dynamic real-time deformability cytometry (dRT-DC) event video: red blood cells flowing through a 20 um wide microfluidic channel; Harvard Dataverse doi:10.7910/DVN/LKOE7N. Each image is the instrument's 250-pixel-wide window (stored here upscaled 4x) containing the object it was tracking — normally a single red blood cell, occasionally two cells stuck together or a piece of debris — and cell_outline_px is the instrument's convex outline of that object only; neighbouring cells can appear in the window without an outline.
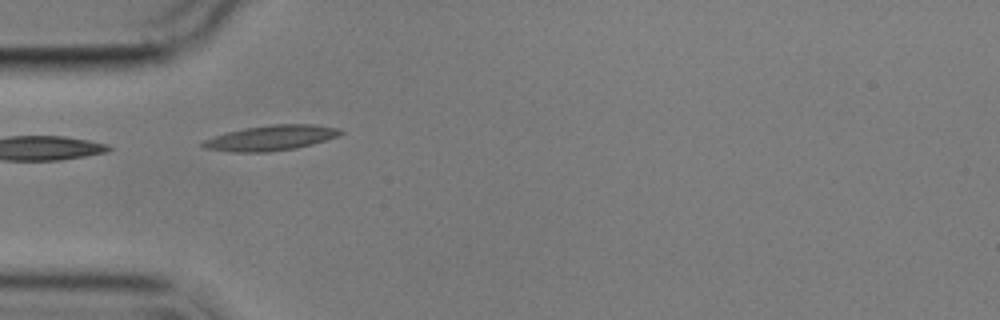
{"species": "common noctule bat (a hibernating species)", "species_latin": "Nyctalus noctula", "temperature_condition": "cold", "stored_images_in_passage": 7, "camera_frame_rate_fps": 3000, "um_per_image_px": 0.085, "animal": {"sex": "male", "body_mass_g": 17.9}, "frame": {"image": 1, "passage_image": 2, "time_ms": 1.0, "image_size_px": [1000, 320], "cell_outline_px": [[344, 132], [340, 136], [312, 144], [296, 148], [268, 152], [232, 152], [204, 148], [200, 144], [204, 140], [228, 132], [244, 128], [272, 124], [312, 124], [340, 128]], "centroid_in_image_um": [23.07, 11.72], "position_along_channel_um": 61.9, "area_um2": 20.23}}
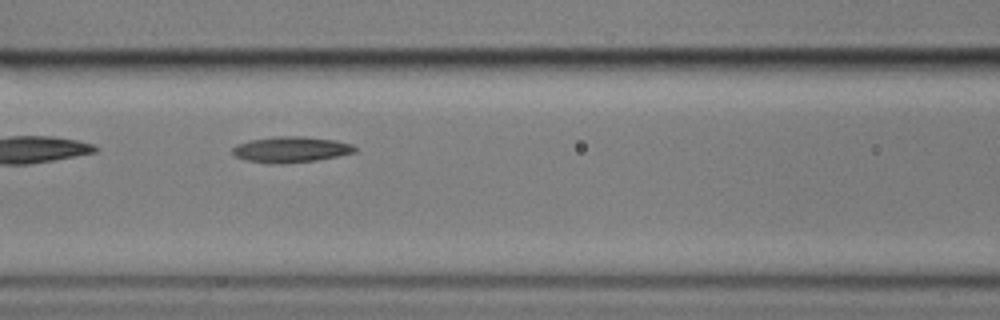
{"frame": {"image": 2, "passage_image": 4, "time_ms": 3.333, "image_size_px": [1000, 320], "cell_outline_px": [[356, 152], [316, 160], [284, 164], [268, 164], [244, 160], [236, 156], [232, 152], [232, 148], [236, 144], [248, 140], [276, 136], [304, 136], [336, 140], [352, 144], [356, 148]], "centroid_in_image_um": [24.69, 12.71], "position_along_channel_um": 141.9, "area_um2": 18.67}}
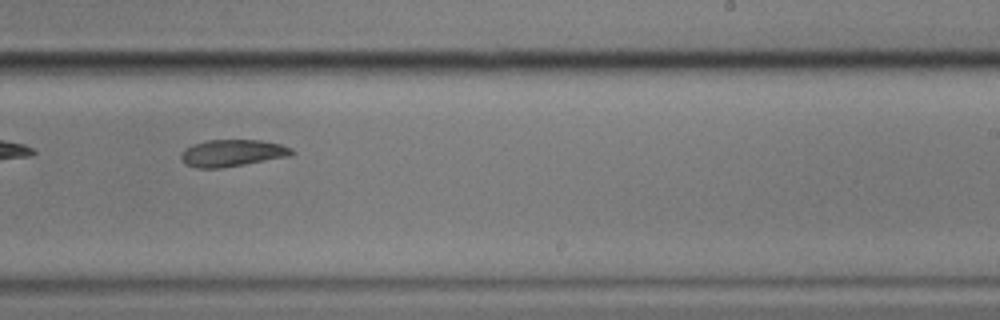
{"frame": {"image": 3, "passage_image": 7, "time_ms": 7.0, "image_size_px": [1000, 320], "cell_outline_px": [[296, 152], [288, 156], [244, 164], [220, 168], [196, 168], [184, 164], [180, 160], [180, 152], [184, 148], [192, 144], [208, 140], [260, 140], [280, 144], [292, 148]], "centroid_in_image_um": [19.68, 13.0], "position_along_channel_um": 269.3, "area_um2": 17.46}}